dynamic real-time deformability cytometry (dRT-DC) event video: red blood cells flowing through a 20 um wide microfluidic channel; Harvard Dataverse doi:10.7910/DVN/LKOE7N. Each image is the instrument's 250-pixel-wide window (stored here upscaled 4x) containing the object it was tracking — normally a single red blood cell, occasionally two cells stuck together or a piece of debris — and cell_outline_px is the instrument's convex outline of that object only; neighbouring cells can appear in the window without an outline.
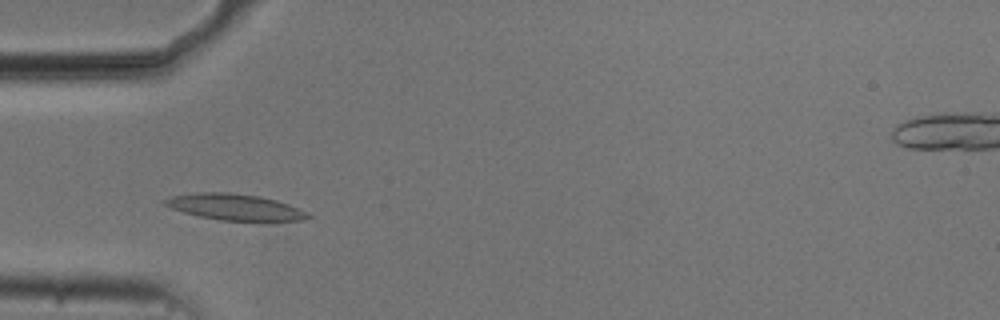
{"species": "common noctule bat (a hibernating species)", "species_latin": "Nyctalus noctula", "temperature_condition": "cold", "stored_images_in_passage": 11, "camera_frame_rate_fps": 3000, "um_per_image_px": 0.085, "animal": {"sex": "male", "body_mass_g": 20.5, "forearm_length_mm": 52.5}, "frame": {"image": 1, "passage_image": 4, "time_ms": 1.0, "image_size_px": [1000, 320], "cell_outline_px": [[312, 216], [304, 220], [220, 220], [200, 216], [184, 212], [172, 208], [164, 204], [164, 200], [172, 196], [196, 192], [228, 192], [260, 196], [276, 200], [288, 204]], "centroid_in_image_um": [19.93, 17.58], "position_along_channel_um": 65.1, "area_um2": 21.33}}
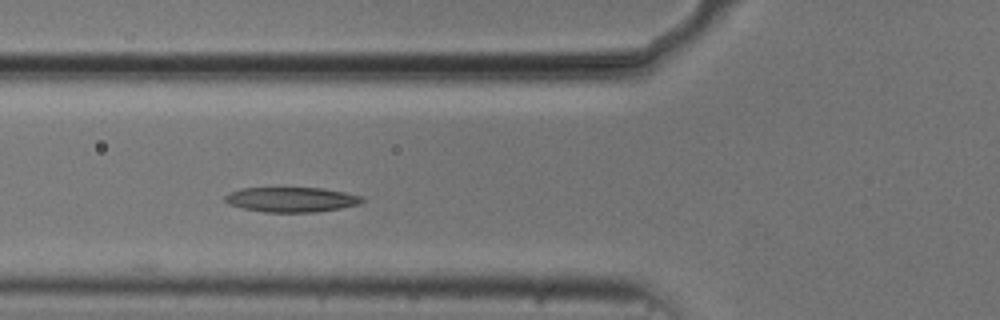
{"frame": {"image": 2, "passage_image": 7, "time_ms": 2.0, "image_size_px": [1000, 320], "cell_outline_px": [[364, 200], [360, 204], [340, 208], [316, 212], [264, 212], [244, 208], [228, 204], [224, 200], [224, 196], [228, 192], [240, 188], [324, 188], [364, 196]], "centroid_in_image_um": [24.77, 16.96], "position_along_channel_um": 101.0, "area_um2": 20.0}}
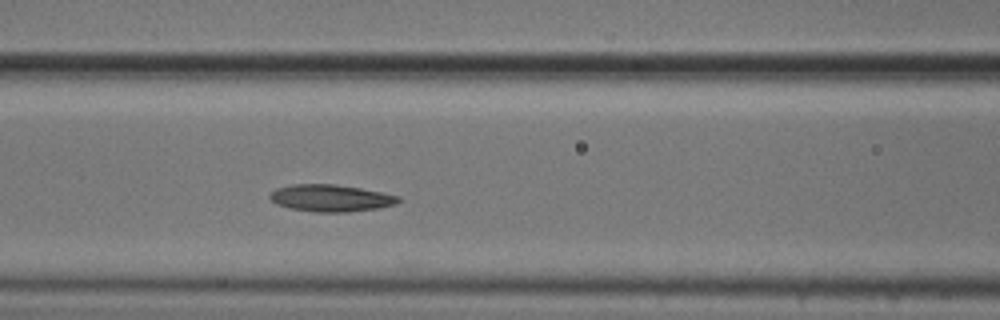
{"frame": {"image": 3, "passage_image": 10, "time_ms": 3.0, "image_size_px": [1000, 320], "cell_outline_px": [[404, 200], [396, 204], [380, 208], [348, 212], [312, 212], [292, 208], [276, 204], [268, 200], [268, 196], [276, 188], [292, 184], [332, 184], [360, 188], [400, 196]], "centroid_in_image_um": [28.13, 16.84], "position_along_channel_um": 138.5, "area_um2": 20.4}}